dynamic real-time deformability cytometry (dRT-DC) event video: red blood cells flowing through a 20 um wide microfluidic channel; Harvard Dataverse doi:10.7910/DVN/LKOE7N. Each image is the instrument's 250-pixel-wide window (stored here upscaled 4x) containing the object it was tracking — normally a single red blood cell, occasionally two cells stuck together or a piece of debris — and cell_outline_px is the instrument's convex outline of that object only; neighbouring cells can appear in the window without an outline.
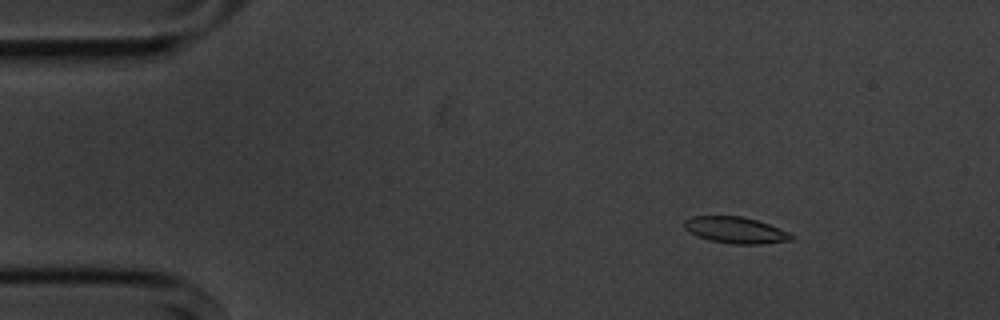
{"species": "common noctule bat (a hibernating species)", "species_latin": "Nyctalus noctula", "temperature_condition": "cold", "stored_images_in_passage": 13, "camera_frame_rate_fps": 3000, "um_per_image_px": 0.085, "animal": {"sex": "male", "body_mass_g": 20.1, "forearm_length_mm": 53.5}, "frame": {"image": 1, "passage_image": 3, "time_ms": 2.333, "image_size_px": [1000, 320], "cell_outline_px": [[792, 240], [760, 244], [732, 244], [708, 240], [696, 236], [688, 232], [684, 228], [684, 220], [692, 216], [740, 216], [756, 220], [780, 228], [788, 232], [792, 236]], "centroid_in_image_um": [62.46, 19.56], "position_along_channel_um": 22.5, "area_um2": 16.47}}
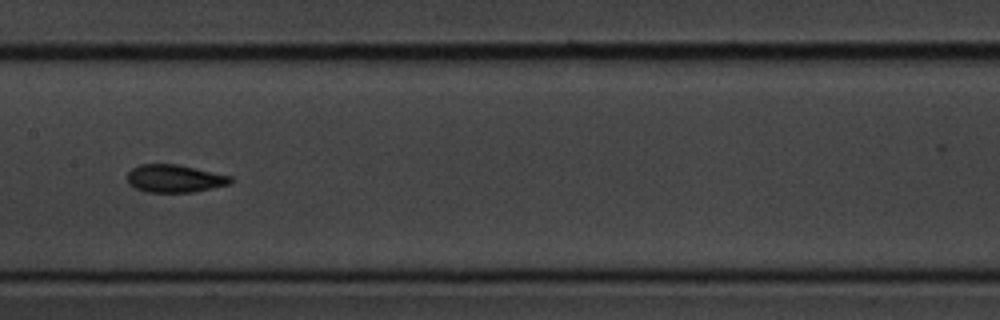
{"frame": {"image": 2, "passage_image": 8, "time_ms": 9.0, "image_size_px": [1000, 320], "cell_outline_px": [[236, 180], [232, 184], [192, 192], [144, 192], [128, 184], [128, 172], [132, 168], [140, 164], [176, 164], [232, 176]], "centroid_in_image_um": [14.88, 15.18], "position_along_channel_um": 192.5, "area_um2": 16.82}}
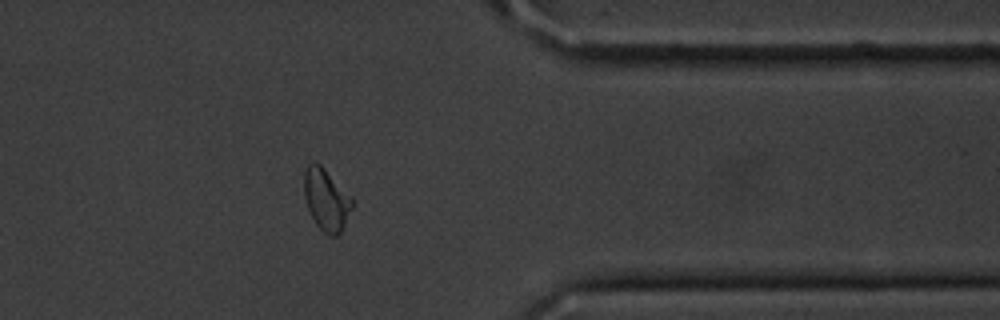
{"frame": {"image": 3, "passage_image": 13, "time_ms": 14.667, "image_size_px": [1000, 320], "cell_outline_px": [[356, 204], [344, 228], [336, 236], [332, 236], [324, 232], [316, 224], [308, 208], [304, 196], [304, 172], [308, 164], [312, 160], [316, 160], [356, 200]], "centroid_in_image_um": [27.79, 16.95], "position_along_channel_um": 383.6, "area_um2": 17.8}, "authors_computed_cell_mechanics": {"area_um2": 16.5308, "velocity_mm_per_s": 3.6048, "shape_relaxation_time_tau1_ms": 2.2551, "shape_relaxation_time_tau2_ms": 1.1355, "deformation_change_tau1": 0.1028, "deformation_change_tau2": 0.0431}}